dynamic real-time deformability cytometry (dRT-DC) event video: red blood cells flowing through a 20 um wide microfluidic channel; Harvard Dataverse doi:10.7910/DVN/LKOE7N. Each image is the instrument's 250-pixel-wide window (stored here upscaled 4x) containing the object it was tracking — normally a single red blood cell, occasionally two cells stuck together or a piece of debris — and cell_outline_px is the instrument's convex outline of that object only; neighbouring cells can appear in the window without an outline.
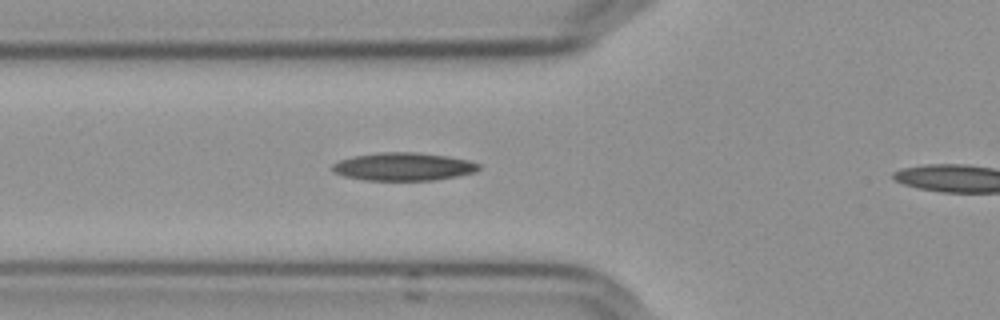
{"species": "Egyptian fruit bat (a non-hibernating species)", "species_latin": "Rousettus aegyptiacus", "temperature_condition": "cold", "stored_images_in_passage": 42, "camera_frame_rate_fps": 3000, "um_per_image_px": 0.085, "frame": {"image": 1, "passage_image": 13, "time_ms": 4.0, "image_size_px": [1000, 320], "cell_outline_px": [[480, 168], [472, 172], [456, 176], [432, 180], [364, 180], [344, 176], [332, 172], [332, 164], [340, 160], [352, 156], [376, 152], [416, 152], [448, 156], [468, 160], [480, 164]], "centroid_in_image_um": [34.24, 14.15], "position_along_channel_um": 91.6, "area_um2": 23.87}}